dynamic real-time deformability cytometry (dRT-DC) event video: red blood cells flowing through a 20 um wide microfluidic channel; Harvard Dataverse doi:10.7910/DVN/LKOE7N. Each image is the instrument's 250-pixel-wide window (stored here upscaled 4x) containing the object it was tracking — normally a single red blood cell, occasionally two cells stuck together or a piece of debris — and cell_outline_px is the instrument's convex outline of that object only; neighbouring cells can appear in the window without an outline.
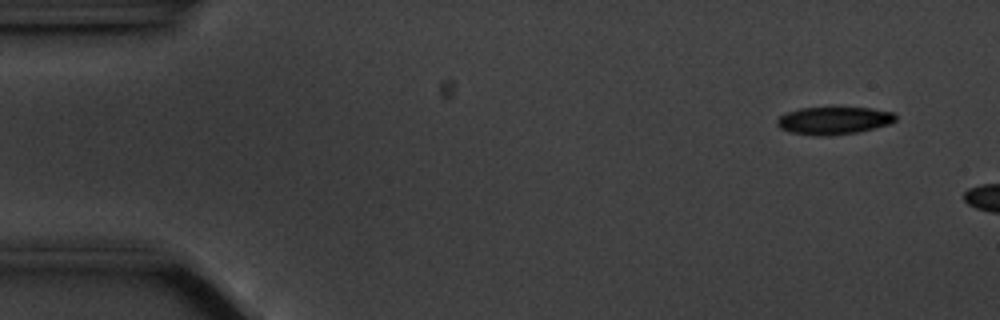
{"species": "common noctule bat (a hibernating species)", "species_latin": "Nyctalus noctula", "temperature_condition": "cold", "stored_images_in_passage": 9, "camera_frame_rate_fps": 3000, "um_per_image_px": 0.085, "animal": {"sex": "male", "body_mass_g": 20.1, "forearm_length_mm": 53.5}, "frame": {"image": 1, "passage_image": 4, "time_ms": 1.0, "image_size_px": [1000, 320], "cell_outline_px": [[896, 120], [888, 124], [860, 132], [828, 136], [816, 136], [788, 132], [780, 128], [776, 124], [776, 120], [780, 116], [788, 112], [800, 108], [872, 108], [892, 112], [896, 116]], "centroid_in_image_um": [70.85, 10.26], "position_along_channel_um": 14.2, "area_um2": 19.07}}